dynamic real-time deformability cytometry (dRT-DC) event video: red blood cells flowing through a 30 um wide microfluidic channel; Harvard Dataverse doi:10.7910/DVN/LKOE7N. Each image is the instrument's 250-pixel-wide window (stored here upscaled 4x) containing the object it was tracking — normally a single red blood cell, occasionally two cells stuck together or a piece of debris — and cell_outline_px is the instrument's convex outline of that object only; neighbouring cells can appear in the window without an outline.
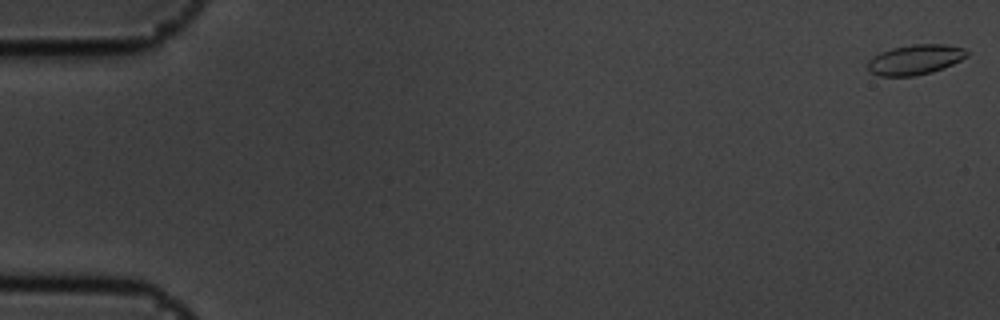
{"species": "common noctule bat (a hibernating species)", "species_latin": "Nyctalus noctula", "temperature_condition": "cold", "stored_images_in_passage": 10, "camera_frame_rate_fps": 3000, "um_per_image_px": 0.085, "animal": {"sex": "male", "body_mass_g": 19.5, "forearm_length_mm": 54.6}, "frame": {"image": 1, "passage_image": 1, "time_ms": 0.0, "image_size_px": [1000, 320], "cell_outline_px": [[968, 56], [944, 68], [932, 72], [916, 76], [880, 76], [868, 72], [868, 60], [872, 56], [880, 52], [892, 48], [912, 44], [944, 44], [964, 48], [968, 52]], "centroid_in_image_um": [77.77, 5.07], "position_along_channel_um": 7.2, "area_um2": 17.51}}